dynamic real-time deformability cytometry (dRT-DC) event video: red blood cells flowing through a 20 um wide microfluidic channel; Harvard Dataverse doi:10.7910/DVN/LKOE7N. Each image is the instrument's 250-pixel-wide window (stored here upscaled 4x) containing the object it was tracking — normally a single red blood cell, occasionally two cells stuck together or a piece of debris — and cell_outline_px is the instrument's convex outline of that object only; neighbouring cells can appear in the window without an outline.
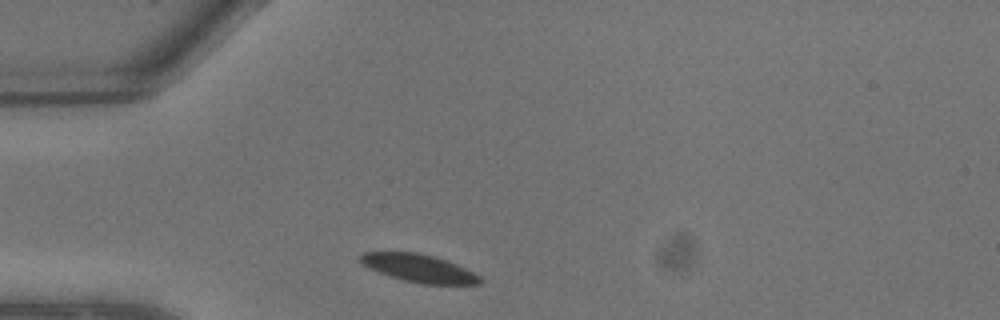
{"species": "common noctule bat (a hibernating species)", "species_latin": "Nyctalus noctula", "temperature_condition": "warm", "stored_images_in_passage": 3, "camera_frame_rate_fps": 3000, "um_per_image_px": 0.085, "animal": {"sex": "male", "body_mass_g": 13.3}, "frame": {"image": 1, "passage_image": 1, "time_ms": 0.0, "image_size_px": [1000, 320], "cell_outline_px": [[484, 280], [480, 284], [424, 284], [404, 280], [368, 268], [356, 256], [364, 252], [416, 252], [432, 256], [456, 264], [480, 276]], "centroid_in_image_um": [35.6, 22.79], "position_along_channel_um": 49.4, "area_um2": 19.13}}
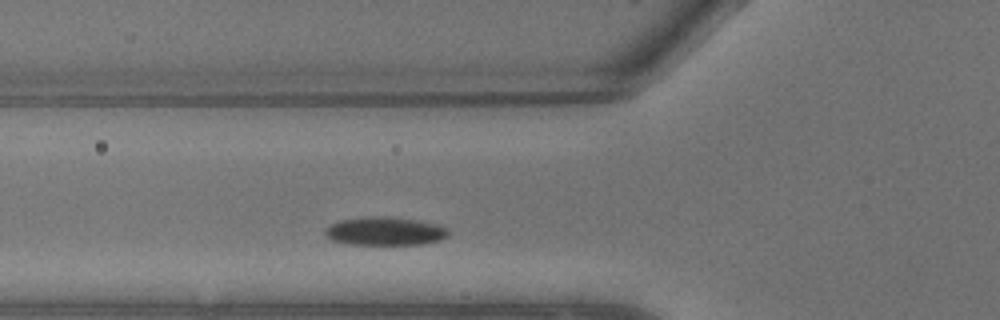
{"frame": {"image": 2, "passage_image": 3, "time_ms": 0.667, "image_size_px": [1000, 320], "cell_outline_px": [[448, 236], [440, 240], [424, 244], [352, 244], [332, 240], [324, 232], [324, 228], [340, 220], [364, 216], [380, 216], [416, 220], [436, 224], [448, 228]], "centroid_in_image_um": [32.72, 19.64], "position_along_channel_um": 93.1, "area_um2": 20.23}}